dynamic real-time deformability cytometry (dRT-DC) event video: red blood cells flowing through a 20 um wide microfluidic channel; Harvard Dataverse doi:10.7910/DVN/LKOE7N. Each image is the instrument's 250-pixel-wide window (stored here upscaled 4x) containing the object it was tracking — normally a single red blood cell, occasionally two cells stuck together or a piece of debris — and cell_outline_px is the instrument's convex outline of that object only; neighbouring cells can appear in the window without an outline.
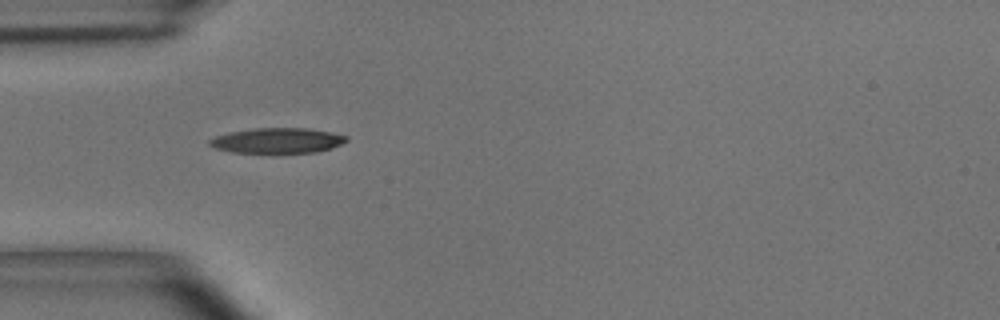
{"species": "common noctule bat (a hibernating species)", "species_latin": "Nyctalus noctula", "temperature_condition": "room temperature", "stored_images_in_passage": 5, "camera_frame_rate_fps": 3000, "um_per_image_px": 0.085, "animal": {"sex": "male", "body_mass_g": 15.6}, "frame": {"image": 1, "passage_image": 1, "time_ms": 0.0, "image_size_px": [1000, 320], "cell_outline_px": [[348, 140], [332, 148], [316, 152], [232, 152], [216, 148], [208, 144], [208, 140], [216, 136], [228, 132], [252, 128], [308, 128], [332, 132], [348, 136]], "centroid_in_image_um": [23.58, 11.93], "position_along_channel_um": 61.4, "area_um2": 20.06}}
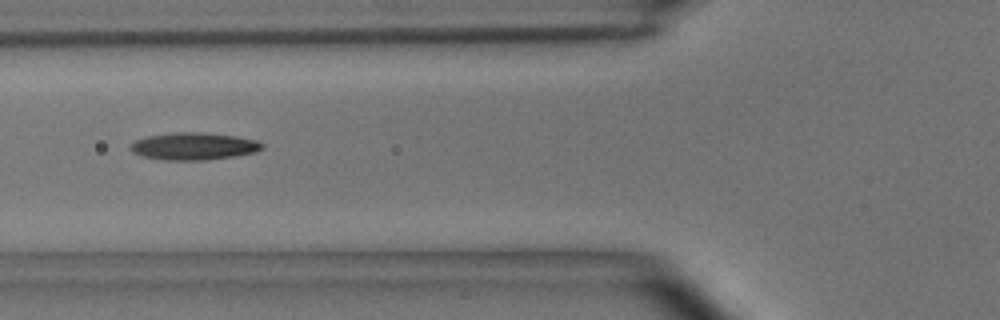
{"frame": {"image": 2, "passage_image": 2, "time_ms": 0.333, "image_size_px": [1000, 320], "cell_outline_px": [[264, 148], [256, 152], [236, 156], [208, 160], [164, 160], [144, 156], [132, 152], [128, 148], [128, 144], [144, 136], [176, 132], [200, 132], [236, 136], [256, 140], [264, 144]], "centroid_in_image_um": [16.45, 12.43], "position_along_channel_um": 109.3, "area_um2": 21.21}}